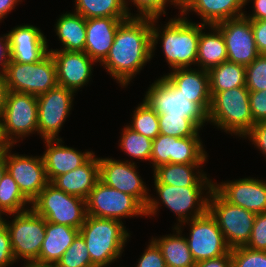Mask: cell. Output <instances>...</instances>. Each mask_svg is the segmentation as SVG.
Returning <instances> with one entry per match:
<instances>
[{
  "mask_svg": "<svg viewBox=\"0 0 266 267\" xmlns=\"http://www.w3.org/2000/svg\"><path fill=\"white\" fill-rule=\"evenodd\" d=\"M56 267H95L91 263V258L83 237L78 234L56 263Z\"/></svg>",
  "mask_w": 266,
  "mask_h": 267,
  "instance_id": "obj_38",
  "label": "cell"
},
{
  "mask_svg": "<svg viewBox=\"0 0 266 267\" xmlns=\"http://www.w3.org/2000/svg\"><path fill=\"white\" fill-rule=\"evenodd\" d=\"M43 157L46 176L52 182L57 176L68 173L85 164L94 154L92 150L80 151L64 145L62 138L43 139Z\"/></svg>",
  "mask_w": 266,
  "mask_h": 267,
  "instance_id": "obj_22",
  "label": "cell"
},
{
  "mask_svg": "<svg viewBox=\"0 0 266 267\" xmlns=\"http://www.w3.org/2000/svg\"><path fill=\"white\" fill-rule=\"evenodd\" d=\"M10 146L11 145L4 137L2 119L0 117V154H3Z\"/></svg>",
  "mask_w": 266,
  "mask_h": 267,
  "instance_id": "obj_53",
  "label": "cell"
},
{
  "mask_svg": "<svg viewBox=\"0 0 266 267\" xmlns=\"http://www.w3.org/2000/svg\"><path fill=\"white\" fill-rule=\"evenodd\" d=\"M17 264L12 248L8 228L5 224L0 226V267H10Z\"/></svg>",
  "mask_w": 266,
  "mask_h": 267,
  "instance_id": "obj_46",
  "label": "cell"
},
{
  "mask_svg": "<svg viewBox=\"0 0 266 267\" xmlns=\"http://www.w3.org/2000/svg\"><path fill=\"white\" fill-rule=\"evenodd\" d=\"M245 87L249 91L266 89V54H260L251 64L246 66Z\"/></svg>",
  "mask_w": 266,
  "mask_h": 267,
  "instance_id": "obj_40",
  "label": "cell"
},
{
  "mask_svg": "<svg viewBox=\"0 0 266 267\" xmlns=\"http://www.w3.org/2000/svg\"><path fill=\"white\" fill-rule=\"evenodd\" d=\"M189 101L198 104L208 113L211 103L209 75L200 68H176L164 75Z\"/></svg>",
  "mask_w": 266,
  "mask_h": 267,
  "instance_id": "obj_23",
  "label": "cell"
},
{
  "mask_svg": "<svg viewBox=\"0 0 266 267\" xmlns=\"http://www.w3.org/2000/svg\"><path fill=\"white\" fill-rule=\"evenodd\" d=\"M153 185L157 196L150 194L146 206V217L148 218L158 216L161 206L164 205L177 217V221L173 225V227H177L181 223L199 217L208 211V200L213 186Z\"/></svg>",
  "mask_w": 266,
  "mask_h": 267,
  "instance_id": "obj_4",
  "label": "cell"
},
{
  "mask_svg": "<svg viewBox=\"0 0 266 267\" xmlns=\"http://www.w3.org/2000/svg\"><path fill=\"white\" fill-rule=\"evenodd\" d=\"M245 7L248 3H252V12L243 14L249 20H266V0H245ZM247 13V14H246Z\"/></svg>",
  "mask_w": 266,
  "mask_h": 267,
  "instance_id": "obj_48",
  "label": "cell"
},
{
  "mask_svg": "<svg viewBox=\"0 0 266 267\" xmlns=\"http://www.w3.org/2000/svg\"><path fill=\"white\" fill-rule=\"evenodd\" d=\"M131 122L126 123L129 128L145 137L154 140L160 134L158 114L144 99L132 111Z\"/></svg>",
  "mask_w": 266,
  "mask_h": 267,
  "instance_id": "obj_36",
  "label": "cell"
},
{
  "mask_svg": "<svg viewBox=\"0 0 266 267\" xmlns=\"http://www.w3.org/2000/svg\"><path fill=\"white\" fill-rule=\"evenodd\" d=\"M31 208L47 222L77 229L87 216L86 200L69 195L49 182L31 203Z\"/></svg>",
  "mask_w": 266,
  "mask_h": 267,
  "instance_id": "obj_8",
  "label": "cell"
},
{
  "mask_svg": "<svg viewBox=\"0 0 266 267\" xmlns=\"http://www.w3.org/2000/svg\"><path fill=\"white\" fill-rule=\"evenodd\" d=\"M11 60L17 63H35L48 52L49 45L44 32L35 25L19 24L7 32Z\"/></svg>",
  "mask_w": 266,
  "mask_h": 267,
  "instance_id": "obj_21",
  "label": "cell"
},
{
  "mask_svg": "<svg viewBox=\"0 0 266 267\" xmlns=\"http://www.w3.org/2000/svg\"><path fill=\"white\" fill-rule=\"evenodd\" d=\"M152 60L151 18L129 17L118 27L106 58L99 64L127 88Z\"/></svg>",
  "mask_w": 266,
  "mask_h": 267,
  "instance_id": "obj_1",
  "label": "cell"
},
{
  "mask_svg": "<svg viewBox=\"0 0 266 267\" xmlns=\"http://www.w3.org/2000/svg\"><path fill=\"white\" fill-rule=\"evenodd\" d=\"M246 66L225 61L208 71L210 94L245 86Z\"/></svg>",
  "mask_w": 266,
  "mask_h": 267,
  "instance_id": "obj_32",
  "label": "cell"
},
{
  "mask_svg": "<svg viewBox=\"0 0 266 267\" xmlns=\"http://www.w3.org/2000/svg\"><path fill=\"white\" fill-rule=\"evenodd\" d=\"M116 219L86 216L79 229L85 240L91 263L95 267H108L117 263L131 239V231Z\"/></svg>",
  "mask_w": 266,
  "mask_h": 267,
  "instance_id": "obj_3",
  "label": "cell"
},
{
  "mask_svg": "<svg viewBox=\"0 0 266 267\" xmlns=\"http://www.w3.org/2000/svg\"><path fill=\"white\" fill-rule=\"evenodd\" d=\"M124 3L130 17L160 18L162 15H168L166 9L168 6L173 5L174 8L176 7L171 0H124ZM131 6L136 7L137 14L131 13Z\"/></svg>",
  "mask_w": 266,
  "mask_h": 267,
  "instance_id": "obj_39",
  "label": "cell"
},
{
  "mask_svg": "<svg viewBox=\"0 0 266 267\" xmlns=\"http://www.w3.org/2000/svg\"><path fill=\"white\" fill-rule=\"evenodd\" d=\"M9 91L38 96L58 86L56 65L48 52L35 63L10 61L5 69Z\"/></svg>",
  "mask_w": 266,
  "mask_h": 267,
  "instance_id": "obj_10",
  "label": "cell"
},
{
  "mask_svg": "<svg viewBox=\"0 0 266 267\" xmlns=\"http://www.w3.org/2000/svg\"><path fill=\"white\" fill-rule=\"evenodd\" d=\"M121 131L118 146L122 152L127 154V157H131L129 158L131 160L125 161L132 163H136V160L150 162L153 140L133 131L127 125Z\"/></svg>",
  "mask_w": 266,
  "mask_h": 267,
  "instance_id": "obj_34",
  "label": "cell"
},
{
  "mask_svg": "<svg viewBox=\"0 0 266 267\" xmlns=\"http://www.w3.org/2000/svg\"><path fill=\"white\" fill-rule=\"evenodd\" d=\"M206 164H163L153 170L154 184H168L172 186H213L204 166Z\"/></svg>",
  "mask_w": 266,
  "mask_h": 267,
  "instance_id": "obj_26",
  "label": "cell"
},
{
  "mask_svg": "<svg viewBox=\"0 0 266 267\" xmlns=\"http://www.w3.org/2000/svg\"><path fill=\"white\" fill-rule=\"evenodd\" d=\"M23 2L22 0H0V23L10 14V12Z\"/></svg>",
  "mask_w": 266,
  "mask_h": 267,
  "instance_id": "obj_51",
  "label": "cell"
},
{
  "mask_svg": "<svg viewBox=\"0 0 266 267\" xmlns=\"http://www.w3.org/2000/svg\"><path fill=\"white\" fill-rule=\"evenodd\" d=\"M76 94L57 86L40 94L38 100V134L42 139H57L71 114Z\"/></svg>",
  "mask_w": 266,
  "mask_h": 267,
  "instance_id": "obj_15",
  "label": "cell"
},
{
  "mask_svg": "<svg viewBox=\"0 0 266 267\" xmlns=\"http://www.w3.org/2000/svg\"><path fill=\"white\" fill-rule=\"evenodd\" d=\"M21 267H56V266L50 265V264L38 263L36 261H33V262H24Z\"/></svg>",
  "mask_w": 266,
  "mask_h": 267,
  "instance_id": "obj_54",
  "label": "cell"
},
{
  "mask_svg": "<svg viewBox=\"0 0 266 267\" xmlns=\"http://www.w3.org/2000/svg\"><path fill=\"white\" fill-rule=\"evenodd\" d=\"M249 102L254 123L266 121V89L250 91Z\"/></svg>",
  "mask_w": 266,
  "mask_h": 267,
  "instance_id": "obj_45",
  "label": "cell"
},
{
  "mask_svg": "<svg viewBox=\"0 0 266 267\" xmlns=\"http://www.w3.org/2000/svg\"><path fill=\"white\" fill-rule=\"evenodd\" d=\"M232 267H266V251L246 246L231 249Z\"/></svg>",
  "mask_w": 266,
  "mask_h": 267,
  "instance_id": "obj_41",
  "label": "cell"
},
{
  "mask_svg": "<svg viewBox=\"0 0 266 267\" xmlns=\"http://www.w3.org/2000/svg\"><path fill=\"white\" fill-rule=\"evenodd\" d=\"M99 180V160L94 154L85 164L57 176L51 183L69 195L86 200Z\"/></svg>",
  "mask_w": 266,
  "mask_h": 267,
  "instance_id": "obj_27",
  "label": "cell"
},
{
  "mask_svg": "<svg viewBox=\"0 0 266 267\" xmlns=\"http://www.w3.org/2000/svg\"><path fill=\"white\" fill-rule=\"evenodd\" d=\"M179 11L190 1V0H171Z\"/></svg>",
  "mask_w": 266,
  "mask_h": 267,
  "instance_id": "obj_56",
  "label": "cell"
},
{
  "mask_svg": "<svg viewBox=\"0 0 266 267\" xmlns=\"http://www.w3.org/2000/svg\"><path fill=\"white\" fill-rule=\"evenodd\" d=\"M172 230V234L151 238L160 248L166 267H194L196 262L189 250L186 237L177 227L172 226Z\"/></svg>",
  "mask_w": 266,
  "mask_h": 267,
  "instance_id": "obj_31",
  "label": "cell"
},
{
  "mask_svg": "<svg viewBox=\"0 0 266 267\" xmlns=\"http://www.w3.org/2000/svg\"><path fill=\"white\" fill-rule=\"evenodd\" d=\"M13 147L4 152L7 172L16 181L23 196L32 203L49 183L43 157L41 154L30 156L15 153Z\"/></svg>",
  "mask_w": 266,
  "mask_h": 267,
  "instance_id": "obj_17",
  "label": "cell"
},
{
  "mask_svg": "<svg viewBox=\"0 0 266 267\" xmlns=\"http://www.w3.org/2000/svg\"><path fill=\"white\" fill-rule=\"evenodd\" d=\"M78 234L77 228L46 221L45 238L36 262L56 265Z\"/></svg>",
  "mask_w": 266,
  "mask_h": 267,
  "instance_id": "obj_28",
  "label": "cell"
},
{
  "mask_svg": "<svg viewBox=\"0 0 266 267\" xmlns=\"http://www.w3.org/2000/svg\"><path fill=\"white\" fill-rule=\"evenodd\" d=\"M225 61H227V48L220 29L216 25L201 24L197 68L209 71Z\"/></svg>",
  "mask_w": 266,
  "mask_h": 267,
  "instance_id": "obj_29",
  "label": "cell"
},
{
  "mask_svg": "<svg viewBox=\"0 0 266 267\" xmlns=\"http://www.w3.org/2000/svg\"><path fill=\"white\" fill-rule=\"evenodd\" d=\"M74 12L85 19L97 17H130L124 0H74Z\"/></svg>",
  "mask_w": 266,
  "mask_h": 267,
  "instance_id": "obj_33",
  "label": "cell"
},
{
  "mask_svg": "<svg viewBox=\"0 0 266 267\" xmlns=\"http://www.w3.org/2000/svg\"><path fill=\"white\" fill-rule=\"evenodd\" d=\"M194 267H232L231 250L220 257L199 261Z\"/></svg>",
  "mask_w": 266,
  "mask_h": 267,
  "instance_id": "obj_50",
  "label": "cell"
},
{
  "mask_svg": "<svg viewBox=\"0 0 266 267\" xmlns=\"http://www.w3.org/2000/svg\"><path fill=\"white\" fill-rule=\"evenodd\" d=\"M247 248L266 251V212L256 214Z\"/></svg>",
  "mask_w": 266,
  "mask_h": 267,
  "instance_id": "obj_42",
  "label": "cell"
},
{
  "mask_svg": "<svg viewBox=\"0 0 266 267\" xmlns=\"http://www.w3.org/2000/svg\"><path fill=\"white\" fill-rule=\"evenodd\" d=\"M87 215L116 219L145 217L146 208L133 196L98 181L86 199ZM124 220V221H122Z\"/></svg>",
  "mask_w": 266,
  "mask_h": 267,
  "instance_id": "obj_12",
  "label": "cell"
},
{
  "mask_svg": "<svg viewBox=\"0 0 266 267\" xmlns=\"http://www.w3.org/2000/svg\"><path fill=\"white\" fill-rule=\"evenodd\" d=\"M144 101L158 116H182L190 119L200 130L208 125L207 113L196 103L181 94L163 74L149 85Z\"/></svg>",
  "mask_w": 266,
  "mask_h": 267,
  "instance_id": "obj_6",
  "label": "cell"
},
{
  "mask_svg": "<svg viewBox=\"0 0 266 267\" xmlns=\"http://www.w3.org/2000/svg\"><path fill=\"white\" fill-rule=\"evenodd\" d=\"M6 171H7V167H6L4 153H3L0 155V181Z\"/></svg>",
  "mask_w": 266,
  "mask_h": 267,
  "instance_id": "obj_55",
  "label": "cell"
},
{
  "mask_svg": "<svg viewBox=\"0 0 266 267\" xmlns=\"http://www.w3.org/2000/svg\"><path fill=\"white\" fill-rule=\"evenodd\" d=\"M202 137L177 138L159 134L152 144V170L163 164H206L208 153ZM152 164V165H151Z\"/></svg>",
  "mask_w": 266,
  "mask_h": 267,
  "instance_id": "obj_14",
  "label": "cell"
},
{
  "mask_svg": "<svg viewBox=\"0 0 266 267\" xmlns=\"http://www.w3.org/2000/svg\"><path fill=\"white\" fill-rule=\"evenodd\" d=\"M49 53L56 65L58 86L76 94L91 83L93 68L97 63L87 53L66 50H49Z\"/></svg>",
  "mask_w": 266,
  "mask_h": 267,
  "instance_id": "obj_19",
  "label": "cell"
},
{
  "mask_svg": "<svg viewBox=\"0 0 266 267\" xmlns=\"http://www.w3.org/2000/svg\"><path fill=\"white\" fill-rule=\"evenodd\" d=\"M11 61V51L7 33L0 35V73H5L7 64Z\"/></svg>",
  "mask_w": 266,
  "mask_h": 267,
  "instance_id": "obj_49",
  "label": "cell"
},
{
  "mask_svg": "<svg viewBox=\"0 0 266 267\" xmlns=\"http://www.w3.org/2000/svg\"><path fill=\"white\" fill-rule=\"evenodd\" d=\"M3 134L11 146L38 135V100L35 95L9 91L1 115Z\"/></svg>",
  "mask_w": 266,
  "mask_h": 267,
  "instance_id": "obj_9",
  "label": "cell"
},
{
  "mask_svg": "<svg viewBox=\"0 0 266 267\" xmlns=\"http://www.w3.org/2000/svg\"><path fill=\"white\" fill-rule=\"evenodd\" d=\"M188 225L189 233L184 234L194 261L217 258L228 253L231 248L225 241L224 235L215 218L207 211L205 214L185 221L177 226L183 233Z\"/></svg>",
  "mask_w": 266,
  "mask_h": 267,
  "instance_id": "obj_13",
  "label": "cell"
},
{
  "mask_svg": "<svg viewBox=\"0 0 266 267\" xmlns=\"http://www.w3.org/2000/svg\"><path fill=\"white\" fill-rule=\"evenodd\" d=\"M242 139L249 140L251 145L254 144V148L256 147L266 161V121L255 123Z\"/></svg>",
  "mask_w": 266,
  "mask_h": 267,
  "instance_id": "obj_44",
  "label": "cell"
},
{
  "mask_svg": "<svg viewBox=\"0 0 266 267\" xmlns=\"http://www.w3.org/2000/svg\"><path fill=\"white\" fill-rule=\"evenodd\" d=\"M141 254L135 267H166L161 250L152 239H149L148 245Z\"/></svg>",
  "mask_w": 266,
  "mask_h": 267,
  "instance_id": "obj_43",
  "label": "cell"
},
{
  "mask_svg": "<svg viewBox=\"0 0 266 267\" xmlns=\"http://www.w3.org/2000/svg\"><path fill=\"white\" fill-rule=\"evenodd\" d=\"M129 17H97L86 19L85 53L96 63L107 56L119 25Z\"/></svg>",
  "mask_w": 266,
  "mask_h": 267,
  "instance_id": "obj_24",
  "label": "cell"
},
{
  "mask_svg": "<svg viewBox=\"0 0 266 267\" xmlns=\"http://www.w3.org/2000/svg\"><path fill=\"white\" fill-rule=\"evenodd\" d=\"M213 183V188L229 203L255 214L266 212V180L245 177Z\"/></svg>",
  "mask_w": 266,
  "mask_h": 267,
  "instance_id": "obj_20",
  "label": "cell"
},
{
  "mask_svg": "<svg viewBox=\"0 0 266 267\" xmlns=\"http://www.w3.org/2000/svg\"><path fill=\"white\" fill-rule=\"evenodd\" d=\"M99 177L105 185L135 197L145 208L151 191L142 180L137 163L115 159L112 157H98Z\"/></svg>",
  "mask_w": 266,
  "mask_h": 267,
  "instance_id": "obj_16",
  "label": "cell"
},
{
  "mask_svg": "<svg viewBox=\"0 0 266 267\" xmlns=\"http://www.w3.org/2000/svg\"><path fill=\"white\" fill-rule=\"evenodd\" d=\"M208 211L215 218L231 249L248 243L255 213L227 202L214 188L209 196Z\"/></svg>",
  "mask_w": 266,
  "mask_h": 267,
  "instance_id": "obj_11",
  "label": "cell"
},
{
  "mask_svg": "<svg viewBox=\"0 0 266 267\" xmlns=\"http://www.w3.org/2000/svg\"><path fill=\"white\" fill-rule=\"evenodd\" d=\"M31 203L23 196L16 181L6 171L0 181V210L4 215L24 212Z\"/></svg>",
  "mask_w": 266,
  "mask_h": 267,
  "instance_id": "obj_35",
  "label": "cell"
},
{
  "mask_svg": "<svg viewBox=\"0 0 266 267\" xmlns=\"http://www.w3.org/2000/svg\"><path fill=\"white\" fill-rule=\"evenodd\" d=\"M159 19L161 17L151 18L152 58L157 44L161 43L169 70L196 67L201 24L184 18L179 12L168 18L164 25L161 23L160 26Z\"/></svg>",
  "mask_w": 266,
  "mask_h": 267,
  "instance_id": "obj_2",
  "label": "cell"
},
{
  "mask_svg": "<svg viewBox=\"0 0 266 267\" xmlns=\"http://www.w3.org/2000/svg\"><path fill=\"white\" fill-rule=\"evenodd\" d=\"M227 48V61L247 66L260 54L258 52L251 20L242 16L216 24Z\"/></svg>",
  "mask_w": 266,
  "mask_h": 267,
  "instance_id": "obj_18",
  "label": "cell"
},
{
  "mask_svg": "<svg viewBox=\"0 0 266 267\" xmlns=\"http://www.w3.org/2000/svg\"><path fill=\"white\" fill-rule=\"evenodd\" d=\"M160 134L177 138L200 137V129L182 116H158Z\"/></svg>",
  "mask_w": 266,
  "mask_h": 267,
  "instance_id": "obj_37",
  "label": "cell"
},
{
  "mask_svg": "<svg viewBox=\"0 0 266 267\" xmlns=\"http://www.w3.org/2000/svg\"><path fill=\"white\" fill-rule=\"evenodd\" d=\"M245 0H190L179 13L186 19L193 12L200 16V24L216 25L220 22L242 17ZM188 15V17H187ZM202 21V22H201Z\"/></svg>",
  "mask_w": 266,
  "mask_h": 267,
  "instance_id": "obj_25",
  "label": "cell"
},
{
  "mask_svg": "<svg viewBox=\"0 0 266 267\" xmlns=\"http://www.w3.org/2000/svg\"><path fill=\"white\" fill-rule=\"evenodd\" d=\"M4 224L10 234L11 248L16 262L37 261L45 238V218L30 208L24 212L5 215Z\"/></svg>",
  "mask_w": 266,
  "mask_h": 267,
  "instance_id": "obj_7",
  "label": "cell"
},
{
  "mask_svg": "<svg viewBox=\"0 0 266 267\" xmlns=\"http://www.w3.org/2000/svg\"><path fill=\"white\" fill-rule=\"evenodd\" d=\"M8 93L9 88L6 82L5 73H0V117L3 113Z\"/></svg>",
  "mask_w": 266,
  "mask_h": 267,
  "instance_id": "obj_52",
  "label": "cell"
},
{
  "mask_svg": "<svg viewBox=\"0 0 266 267\" xmlns=\"http://www.w3.org/2000/svg\"><path fill=\"white\" fill-rule=\"evenodd\" d=\"M54 31L62 46L48 50L85 51L86 19L73 9L58 16Z\"/></svg>",
  "mask_w": 266,
  "mask_h": 267,
  "instance_id": "obj_30",
  "label": "cell"
},
{
  "mask_svg": "<svg viewBox=\"0 0 266 267\" xmlns=\"http://www.w3.org/2000/svg\"><path fill=\"white\" fill-rule=\"evenodd\" d=\"M251 27L259 54H266V20H251Z\"/></svg>",
  "mask_w": 266,
  "mask_h": 267,
  "instance_id": "obj_47",
  "label": "cell"
},
{
  "mask_svg": "<svg viewBox=\"0 0 266 267\" xmlns=\"http://www.w3.org/2000/svg\"><path fill=\"white\" fill-rule=\"evenodd\" d=\"M250 91L236 87L211 95L208 124L241 139L255 124L250 109Z\"/></svg>",
  "mask_w": 266,
  "mask_h": 267,
  "instance_id": "obj_5",
  "label": "cell"
},
{
  "mask_svg": "<svg viewBox=\"0 0 266 267\" xmlns=\"http://www.w3.org/2000/svg\"><path fill=\"white\" fill-rule=\"evenodd\" d=\"M5 220V215L4 213L0 210V226L4 224Z\"/></svg>",
  "mask_w": 266,
  "mask_h": 267,
  "instance_id": "obj_57",
  "label": "cell"
}]
</instances>
